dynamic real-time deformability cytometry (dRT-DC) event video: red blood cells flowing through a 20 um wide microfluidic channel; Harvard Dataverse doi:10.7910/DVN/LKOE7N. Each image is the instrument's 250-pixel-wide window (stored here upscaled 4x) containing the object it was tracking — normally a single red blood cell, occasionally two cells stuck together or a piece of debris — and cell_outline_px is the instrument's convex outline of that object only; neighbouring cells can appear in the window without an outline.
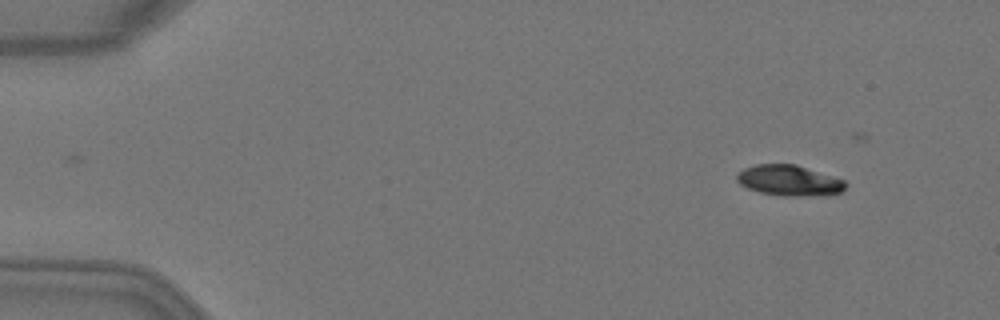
{"species": "Egyptian fruit bat (a non-hibernating species)", "species_latin": "Rousettus aegyptiacus", "temperature_condition": "warm", "stored_images_in_passage": 7, "camera_frame_rate_fps": 3000, "um_per_image_px": 0.085, "animal": {"sex": "female"}, "frame": {"image": 1, "passage_image": 1, "time_ms": 0.0, "image_size_px": [1000, 320], "cell_outline_px": [[848, 184], [840, 192], [824, 196], [784, 196], [760, 192], [748, 188], [740, 184], [736, 180], [736, 176], [744, 168], [756, 164], [796, 164], [844, 180]], "centroid_in_image_um": [67.09, 15.35], "position_along_channel_um": 17.9, "area_um2": 19.42}}